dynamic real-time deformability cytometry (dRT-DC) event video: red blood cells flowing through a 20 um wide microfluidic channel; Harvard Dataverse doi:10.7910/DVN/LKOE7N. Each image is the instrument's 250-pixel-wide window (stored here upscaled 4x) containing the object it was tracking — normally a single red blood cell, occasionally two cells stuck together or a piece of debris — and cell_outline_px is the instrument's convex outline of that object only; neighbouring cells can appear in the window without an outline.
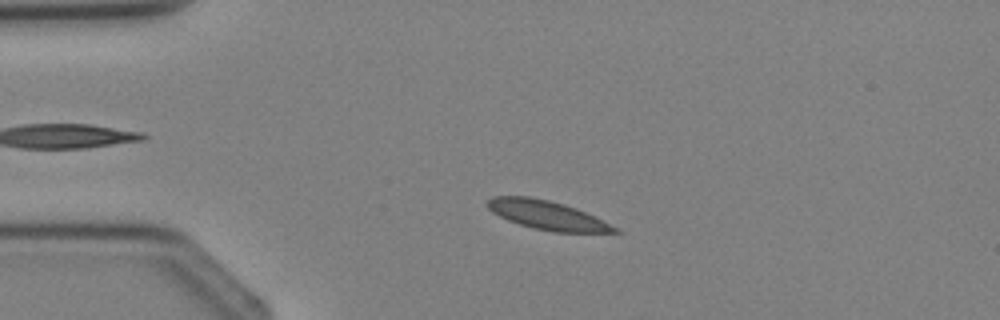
{"species": "Egyptian fruit bat (a non-hibernating species)", "species_latin": "Rousettus aegyptiacus", "temperature_condition": "cold", "stored_images_in_passage": 5, "camera_frame_rate_fps": 3000, "um_per_image_px": 0.085, "animal": {"sex": "female"}, "frame": {"image": 1, "passage_image": 4, "time_ms": 3.333, "image_size_px": [1000, 320], "cell_outline_px": [[620, 232], [552, 232], [532, 228], [508, 220], [492, 212], [484, 204], [492, 196], [528, 196], [548, 200], [564, 204], [576, 208], [616, 228]], "centroid_in_image_um": [46.4, 18.27], "position_along_channel_um": 38.6, "area_um2": 21.04}}
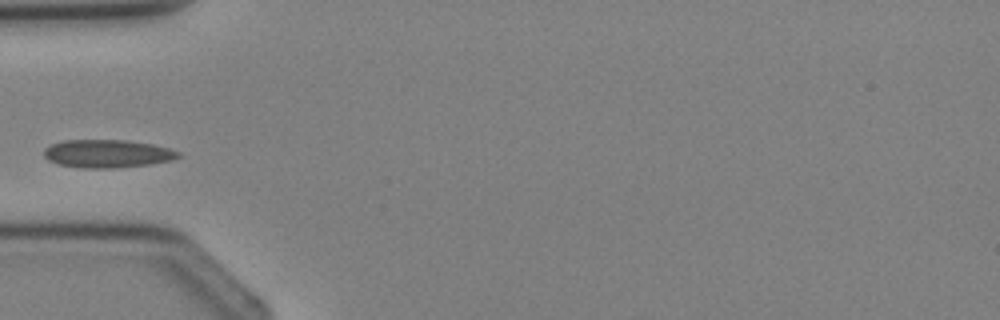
{"frame": {"image": 2, "passage_image": 5, "time_ms": 4.667, "image_size_px": [1000, 320], "cell_outline_px": [[180, 156], [172, 160], [148, 164], [116, 168], [84, 168], [56, 164], [48, 160], [44, 156], [44, 148], [52, 144], [64, 140], [124, 140], [152, 144], [168, 148], [180, 152]], "centroid_in_image_um": [9.09, 13.06], "position_along_channel_um": 75.9, "area_um2": 21.91}}